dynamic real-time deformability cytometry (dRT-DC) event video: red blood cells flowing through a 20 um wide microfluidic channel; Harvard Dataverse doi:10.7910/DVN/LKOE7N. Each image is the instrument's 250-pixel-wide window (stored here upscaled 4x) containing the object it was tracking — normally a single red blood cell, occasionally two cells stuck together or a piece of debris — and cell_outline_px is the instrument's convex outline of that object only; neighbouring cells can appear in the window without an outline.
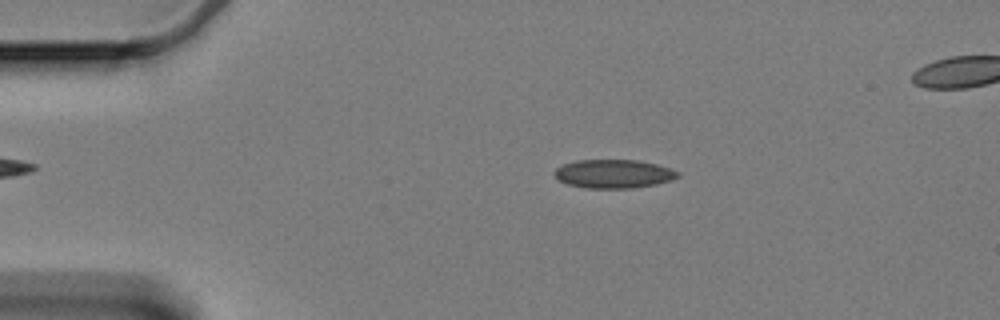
{"species": "Egyptian fruit bat (a non-hibernating species)", "species_latin": "Rousettus aegyptiacus", "temperature_condition": "cold", "stored_images_in_passage": 59, "camera_frame_rate_fps": 3000, "um_per_image_px": 0.085, "animal": {"sex": "female"}, "frame": {"image": 1, "passage_image": 11, "time_ms": 3.333, "image_size_px": [1000, 320], "cell_outline_px": [[680, 176], [672, 180], [656, 184], [632, 188], [588, 188], [568, 184], [556, 180], [552, 172], [556, 168], [564, 164], [576, 160], [640, 160], [656, 164], [680, 172]], "centroid_in_image_um": [52.13, 14.77], "position_along_channel_um": 32.9, "area_um2": 20.69}}
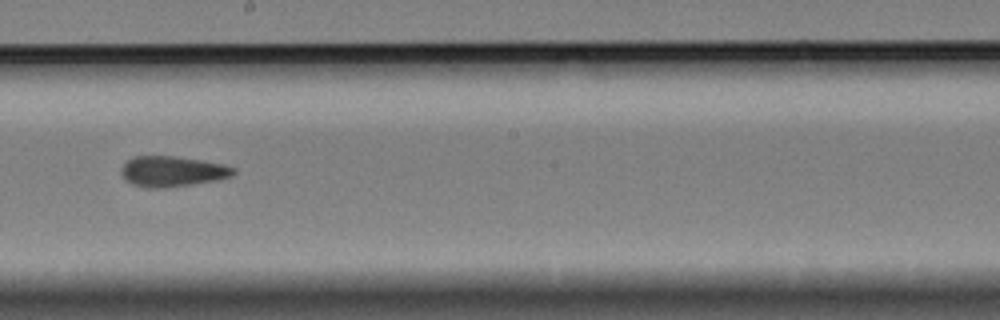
{"frame": {"image": 2, "passage_image": 33, "time_ms": 10.667, "image_size_px": [1000, 320], "cell_outline_px": [[236, 172], [232, 176], [216, 180], [192, 184], [164, 188], [144, 188], [132, 184], [124, 180], [120, 172], [120, 168], [128, 160], [136, 156], [172, 156], [200, 160], [224, 164], [236, 168]], "centroid_in_image_um": [14.63, 14.58], "position_along_channel_um": 233.6, "area_um2": 20.06}}
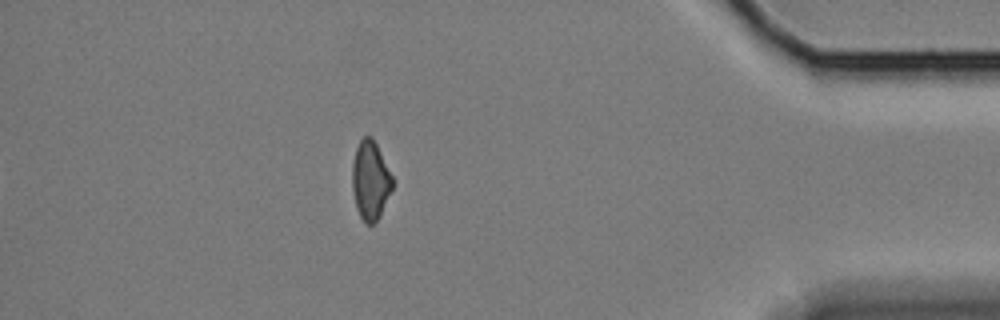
{"frame": {"image": 3, "passage_image": 52, "time_ms": 17.0, "image_size_px": [1000, 320], "cell_outline_px": [[392, 188], [380, 216], [372, 224], [368, 224], [360, 216], [356, 208], [352, 188], [352, 164], [356, 148], [360, 140], [364, 136], [372, 136], [392, 176]], "centroid_in_image_um": [31.46, 15.32], "position_along_channel_um": 403.7, "area_um2": 18.21}}